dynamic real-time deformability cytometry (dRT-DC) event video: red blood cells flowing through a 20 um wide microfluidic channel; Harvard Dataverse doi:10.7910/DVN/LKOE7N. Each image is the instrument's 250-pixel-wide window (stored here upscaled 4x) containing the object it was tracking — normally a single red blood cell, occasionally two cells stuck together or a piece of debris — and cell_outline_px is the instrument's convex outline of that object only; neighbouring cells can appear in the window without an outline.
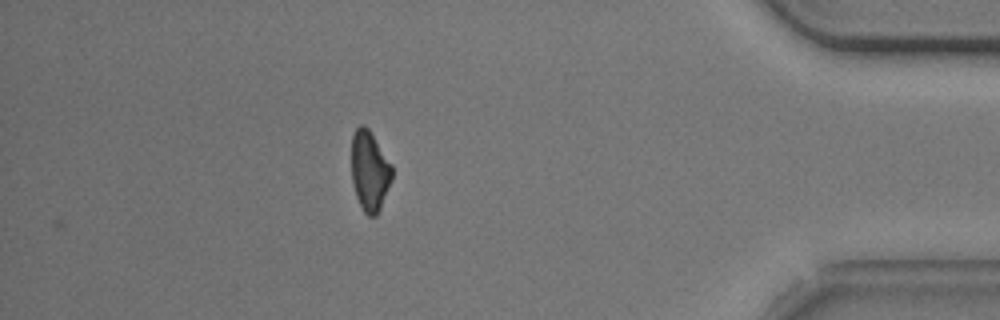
{"species": "common noctule bat (a hibernating species)", "species_latin": "Nyctalus noctula", "temperature_condition": "cold", "stored_images_in_passage": 41, "camera_frame_rate_fps": 3000, "um_per_image_px": 0.085, "animal": {"sex": "male", "body_mass_g": 20.5, "forearm_length_mm": 52.5}, "frame": {"image": 1, "passage_image": 41, "time_ms": 13.333, "image_size_px": [1000, 320], "cell_outline_px": [[392, 180], [380, 208], [376, 216], [368, 216], [364, 212], [356, 196], [352, 180], [352, 136], [356, 128], [360, 124], [364, 124], [368, 128], [392, 164]], "centroid_in_image_um": [31.42, 14.52], "position_along_channel_um": 403.8, "area_um2": 18.84}, "authors_computed_cell_mechanics": {"area_um2": 21.1548, "velocity_mm_per_s": 3.7446, "shape_relaxation_time_tau1_ms": 3.3812, "shape_relaxation_time_tau2_ms": null, "deformation_change_tau1": 0.1195, "deformation_change_tau2": null}}